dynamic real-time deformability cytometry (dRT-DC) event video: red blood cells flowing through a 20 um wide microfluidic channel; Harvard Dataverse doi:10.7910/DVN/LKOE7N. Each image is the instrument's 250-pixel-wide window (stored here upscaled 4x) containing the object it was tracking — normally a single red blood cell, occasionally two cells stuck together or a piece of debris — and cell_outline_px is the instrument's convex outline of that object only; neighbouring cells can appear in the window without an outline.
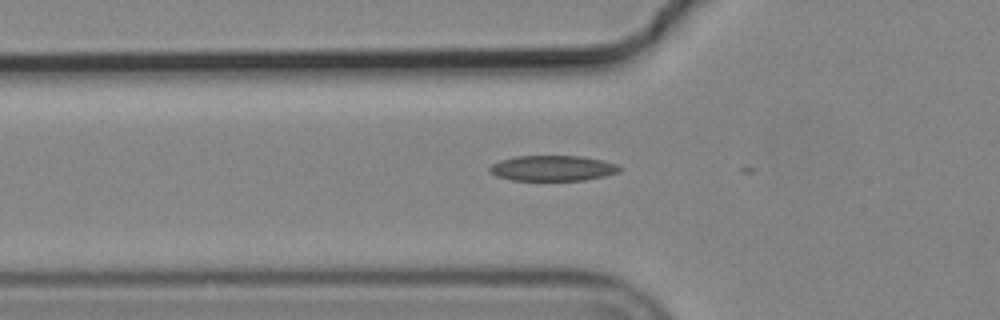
{"species": "common noctule bat (a hibernating species)", "species_latin": "Nyctalus noctula", "temperature_condition": "cold", "stored_images_in_passage": 6, "camera_frame_rate_fps": 3000, "um_per_image_px": 0.085, "animal": {"sex": "male", "body_mass_g": 19.2, "forearm_length_mm": 51.8}, "frame": {"image": 1, "passage_image": 4, "time_ms": 1.0, "image_size_px": [1000, 320], "cell_outline_px": [[620, 172], [604, 176], [584, 180], [512, 180], [496, 176], [488, 172], [488, 168], [492, 164], [500, 160], [516, 156], [580, 156], [604, 160], [616, 164], [620, 168]], "centroid_in_image_um": [46.95, 14.29], "position_along_channel_um": 78.9, "area_um2": 19.31}}